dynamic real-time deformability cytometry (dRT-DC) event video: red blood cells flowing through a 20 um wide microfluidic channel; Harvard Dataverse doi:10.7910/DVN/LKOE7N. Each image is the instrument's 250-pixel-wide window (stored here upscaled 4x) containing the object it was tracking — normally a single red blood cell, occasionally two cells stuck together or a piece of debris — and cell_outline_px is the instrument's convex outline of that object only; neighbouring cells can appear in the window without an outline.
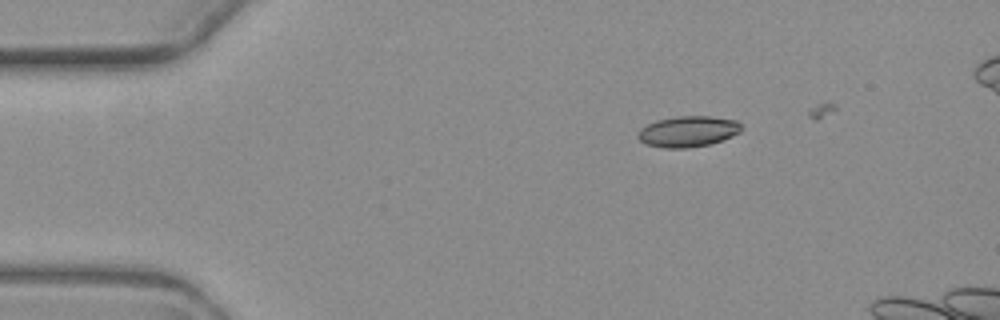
{"species": "common noctule bat (a hibernating species)", "species_latin": "Nyctalus noctula", "temperature_condition": "warm", "stored_images_in_passage": 7, "camera_frame_rate_fps": 3000, "um_per_image_px": 0.085, "animal": {"sex": "female", "body_mass_g": 19.3, "forearm_length_mm": 54.1}, "frame": {"image": 1, "passage_image": 3, "time_ms": 2.667, "image_size_px": [1000, 320], "cell_outline_px": [[744, 128], [740, 132], [732, 136], [708, 144], [688, 148], [664, 148], [648, 144], [640, 140], [636, 136], [636, 132], [640, 128], [656, 120], [676, 116], [712, 116], [736, 120]], "centroid_in_image_um": [58.47, 11.16], "position_along_channel_um": 26.5, "area_um2": 18.67}}
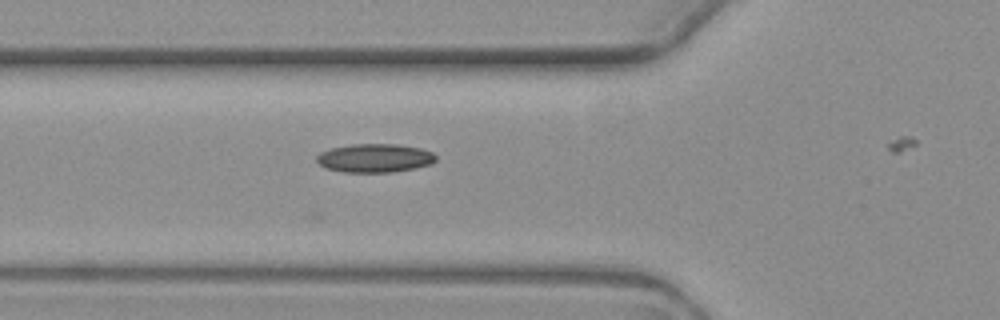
{"frame": {"image": 2, "passage_image": 6, "time_ms": 6.333, "image_size_px": [1000, 320], "cell_outline_px": [[436, 160], [432, 164], [416, 168], [392, 172], [344, 172], [328, 168], [320, 164], [316, 160], [316, 156], [320, 152], [332, 148], [352, 144], [396, 144], [420, 148], [432, 152], [436, 156]], "centroid_in_image_um": [31.88, 13.43], "position_along_channel_um": 93.9, "area_um2": 19.83}}